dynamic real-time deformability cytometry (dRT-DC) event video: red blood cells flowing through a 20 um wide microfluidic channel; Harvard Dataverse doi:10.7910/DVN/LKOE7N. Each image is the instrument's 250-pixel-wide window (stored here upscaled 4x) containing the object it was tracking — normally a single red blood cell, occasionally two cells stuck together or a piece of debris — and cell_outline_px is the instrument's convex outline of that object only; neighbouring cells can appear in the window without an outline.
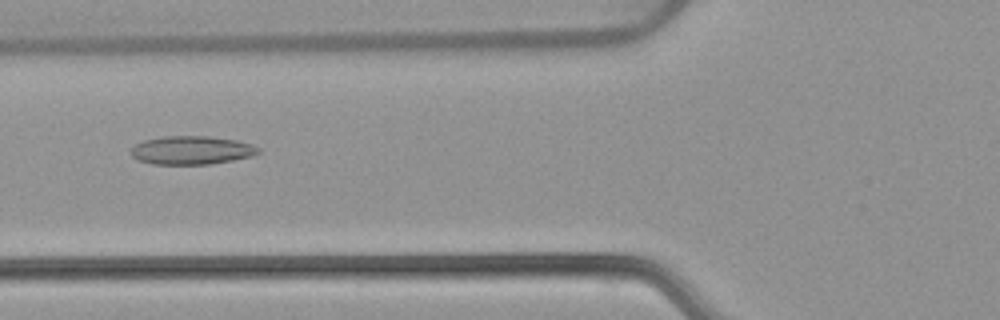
{"species": "common noctule bat (a hibernating species)", "species_latin": "Nyctalus noctula", "temperature_condition": "warm", "stored_images_in_passage": 48, "camera_frame_rate_fps": 3000, "um_per_image_px": 0.085, "animal": {"sex": "female", "body_mass_g": 22.7, "forearm_length_mm": 54.2}, "frame": {"image": 1, "passage_image": 16, "time_ms": 5.0, "image_size_px": [1000, 320], "cell_outline_px": [[260, 152], [252, 156], [212, 164], [152, 164], [136, 160], [132, 156], [132, 148], [136, 144], [144, 140], [160, 136], [208, 136], [236, 140], [252, 144], [260, 148]], "centroid_in_image_um": [16.29, 12.77], "position_along_channel_um": 109.5, "area_um2": 21.21}}
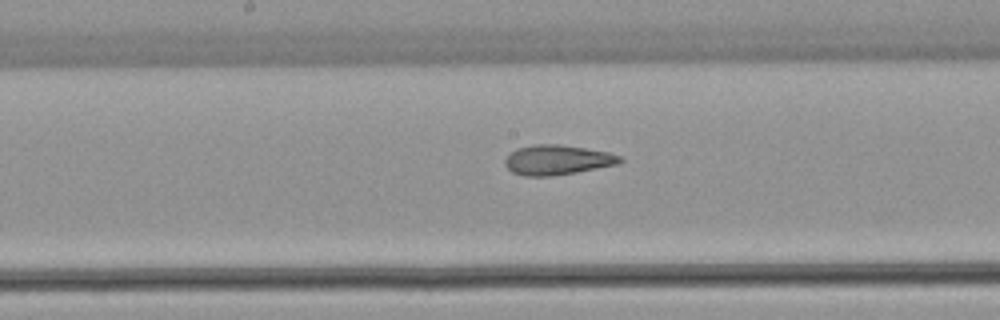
{"frame": {"image": 2, "passage_image": 23, "time_ms": 7.333, "image_size_px": [1000, 320], "cell_outline_px": [[624, 160], [620, 164], [576, 172], [548, 176], [524, 176], [512, 172], [504, 164], [504, 160], [516, 148], [536, 144], [556, 144], [584, 148], [608, 152], [624, 156]], "centroid_in_image_um": [47.41, 13.59], "position_along_channel_um": 200.8, "area_um2": 20.0}}
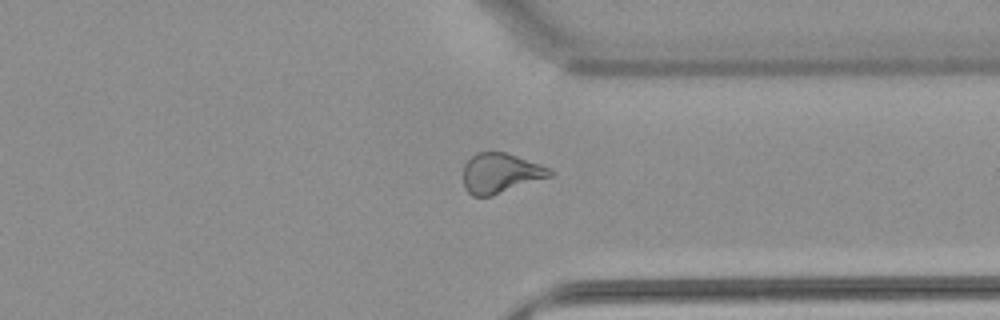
{"frame": {"image": 3, "passage_image": 36, "time_ms": 11.667, "image_size_px": [1000, 320], "cell_outline_px": [[556, 172], [552, 176], [492, 196], [472, 196], [464, 188], [464, 164], [476, 152], [504, 152], [540, 164]], "centroid_in_image_um": [42.54, 14.73], "position_along_channel_um": 368.9, "area_um2": 20.11}, "authors_computed_cell_mechanics": {"area_um2": 21.097, "velocity_mm_per_s": 3.9002, "shape_relaxation_time_tau1_ms": null, "shape_relaxation_time_tau2_ms": 2.3933, "deformation_change_tau1": null, "deformation_change_tau2": 0.1049}}